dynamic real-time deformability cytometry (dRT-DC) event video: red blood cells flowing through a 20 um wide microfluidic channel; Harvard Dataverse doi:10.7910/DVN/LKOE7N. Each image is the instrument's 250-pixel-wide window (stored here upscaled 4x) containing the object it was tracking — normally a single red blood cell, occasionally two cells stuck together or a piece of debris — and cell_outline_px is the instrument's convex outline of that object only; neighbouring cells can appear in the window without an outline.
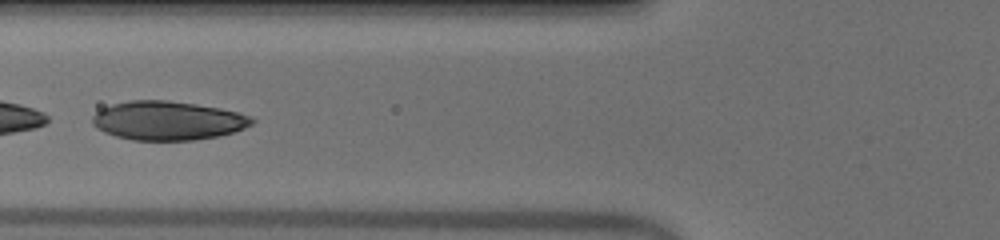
{"species": "human", "species_latin": "Homo sapiens", "temperature_condition": "warm", "stored_images_in_passage": 35, "camera_frame_rate_fps": 3000, "um_per_image_px": 0.085, "donor": {"sex": "male"}, "frame": {"image": 1, "passage_image": 6, "time_ms": 1.667, "image_size_px": [1000, 240], "cell_outline_px": [[256, 120], [252, 124], [244, 128], [232, 132], [216, 136], [196, 140], [132, 140], [116, 136], [104, 132], [96, 128], [92, 124], [92, 116], [100, 108], [112, 104], [128, 100], [168, 100], [196, 104], [220, 108], [240, 112], [252, 116]], "centroid_in_image_um": [14.25, 10.24], "position_along_channel_um": 111.6, "area_um2": 36.41}, "authors_computed_cell_mechanics": {"area_um2": 36.9342, "velocity_mm_per_s": 3.9657, "shape_relaxation_time_tau1_ms": 2.2649, "shape_relaxation_time_tau2_ms": null, "deformation_change_tau1": 0.1575, "deformation_change_tau2": null}}